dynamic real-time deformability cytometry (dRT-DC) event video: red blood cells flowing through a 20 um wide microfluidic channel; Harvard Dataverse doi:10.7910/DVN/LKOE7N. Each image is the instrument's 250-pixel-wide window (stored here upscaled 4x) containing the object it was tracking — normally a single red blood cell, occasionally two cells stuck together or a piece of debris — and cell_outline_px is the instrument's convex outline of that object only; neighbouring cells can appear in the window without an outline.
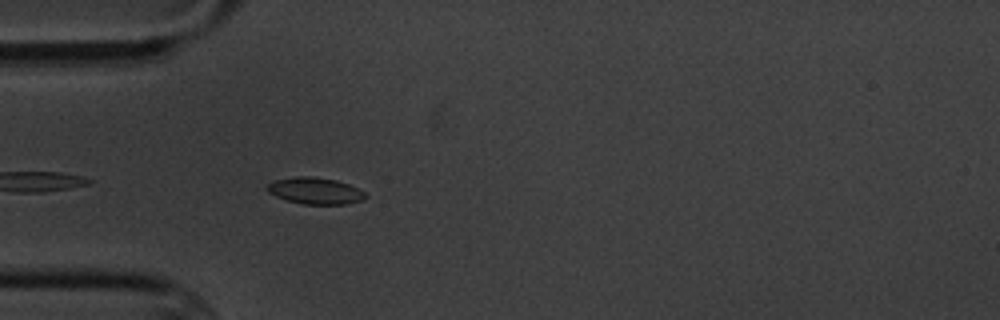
{"species": "common noctule bat (a hibernating species)", "species_latin": "Nyctalus noctula", "temperature_condition": "cold", "stored_images_in_passage": 4, "segment_of_instrument_passage": [2, 2], "camera_frame_rate_fps": 3000, "um_per_image_px": 0.085, "animal": {"sex": "male", "body_mass_g": 20.1, "forearm_length_mm": 53.5}, "frame": {"image": 1, "passage_image": 4, "time_ms": 3.667, "image_size_px": [1000, 320], "cell_outline_px": [[368, 196], [360, 200], [348, 204], [304, 204], [288, 200], [276, 196], [268, 192], [264, 188], [268, 184], [276, 180], [296, 176], [316, 176], [336, 180], [348, 184], [364, 192]], "centroid_in_image_um": [26.77, 16.21], "position_along_channel_um": 58.2, "area_um2": 15.14}}